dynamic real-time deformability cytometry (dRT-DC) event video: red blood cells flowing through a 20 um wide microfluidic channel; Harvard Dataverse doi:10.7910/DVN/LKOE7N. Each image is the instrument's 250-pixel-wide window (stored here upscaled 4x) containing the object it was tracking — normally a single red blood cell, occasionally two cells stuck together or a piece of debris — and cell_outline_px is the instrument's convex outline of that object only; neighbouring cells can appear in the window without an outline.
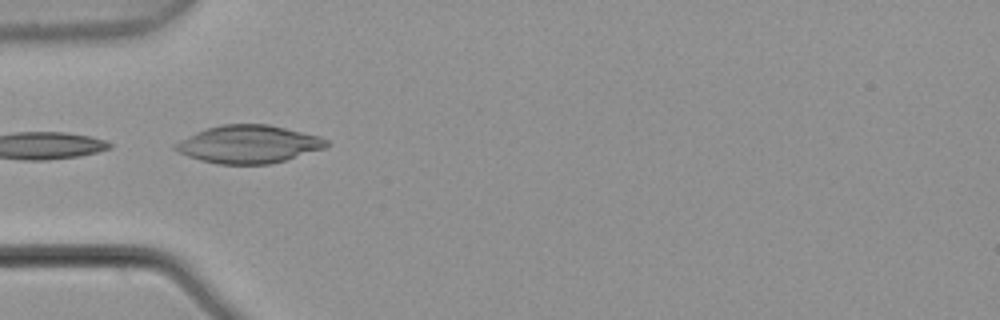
{"species": "common noctule bat (a hibernating species)", "species_latin": "Nyctalus noctula", "temperature_condition": "warm", "stored_images_in_passage": 6, "camera_frame_rate_fps": 3000, "um_per_image_px": 0.085, "animal": {"sex": "male", "body_mass_g": 21.5, "forearm_length_mm": 52.0}, "frame": {"image": 1, "passage_image": 4, "time_ms": 1.0, "image_size_px": [1000, 320], "cell_outline_px": [[332, 144], [324, 148], [284, 160], [268, 164], [220, 164], [200, 160], [176, 152], [172, 148], [172, 144], [196, 132], [208, 128], [224, 124], [268, 124], [320, 136], [328, 140]], "centroid_in_image_um": [21.11, 12.26], "position_along_channel_um": 63.9, "area_um2": 33.23}}
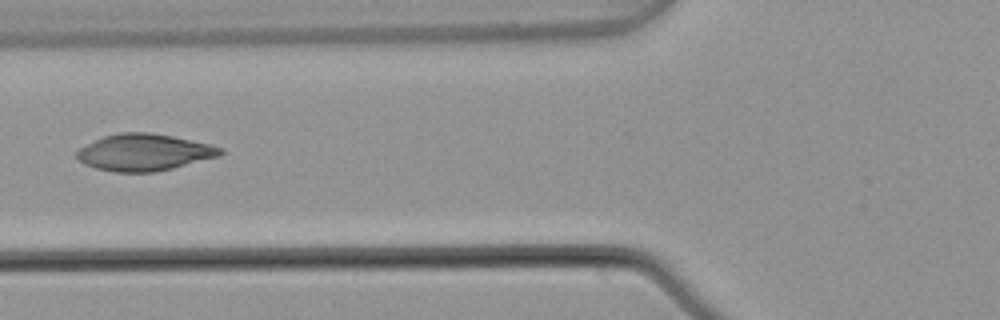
{"frame": {"image": 2, "passage_image": 5, "time_ms": 1.333, "image_size_px": [1000, 320], "cell_outline_px": [[224, 152], [220, 156], [156, 172], [112, 172], [96, 168], [84, 164], [76, 156], [76, 152], [80, 148], [104, 136], [120, 132], [148, 132], [172, 136], [208, 144], [224, 148]], "centroid_in_image_um": [12.26, 12.95], "position_along_channel_um": 113.5, "area_um2": 30.58}}
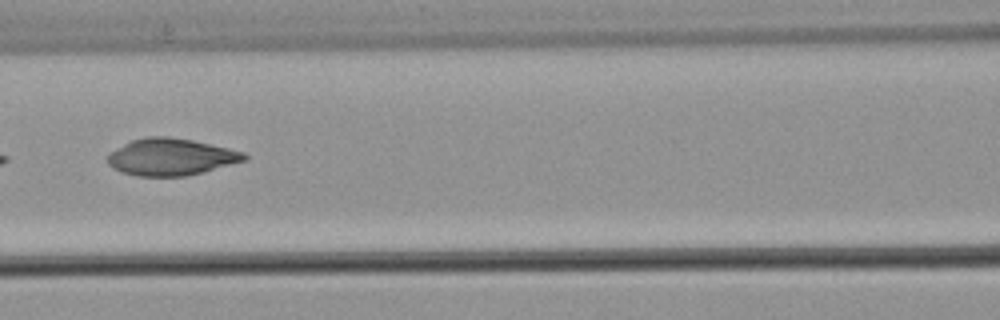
{"frame": {"image": 3, "passage_image": 6, "time_ms": 1.667, "image_size_px": [1000, 320], "cell_outline_px": [[248, 160], [204, 172], [188, 176], [136, 176], [120, 172], [112, 168], [108, 164], [108, 156], [112, 152], [124, 144], [132, 140], [144, 136], [168, 136], [192, 140], [228, 148], [244, 152], [248, 156]], "centroid_in_image_um": [14.56, 13.35], "position_along_channel_um": 152.0, "area_um2": 29.54}}